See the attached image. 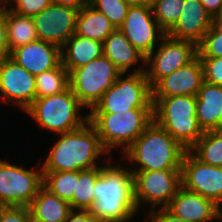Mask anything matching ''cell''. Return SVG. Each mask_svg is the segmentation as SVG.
<instances>
[{"label":"cell","mask_w":222,"mask_h":222,"mask_svg":"<svg viewBox=\"0 0 222 222\" xmlns=\"http://www.w3.org/2000/svg\"><path fill=\"white\" fill-rule=\"evenodd\" d=\"M199 57H222V26L213 23L197 46Z\"/></svg>","instance_id":"1f68e13d"},{"label":"cell","mask_w":222,"mask_h":222,"mask_svg":"<svg viewBox=\"0 0 222 222\" xmlns=\"http://www.w3.org/2000/svg\"><path fill=\"white\" fill-rule=\"evenodd\" d=\"M42 186V168L31 171L0 160V202L7 207H29Z\"/></svg>","instance_id":"30bf717a"},{"label":"cell","mask_w":222,"mask_h":222,"mask_svg":"<svg viewBox=\"0 0 222 222\" xmlns=\"http://www.w3.org/2000/svg\"><path fill=\"white\" fill-rule=\"evenodd\" d=\"M116 28L89 4L78 11L75 34L103 43Z\"/></svg>","instance_id":"cb8c5ba5"},{"label":"cell","mask_w":222,"mask_h":222,"mask_svg":"<svg viewBox=\"0 0 222 222\" xmlns=\"http://www.w3.org/2000/svg\"><path fill=\"white\" fill-rule=\"evenodd\" d=\"M156 213L151 210L150 212V221L149 222H187L173 213H171L167 208H159Z\"/></svg>","instance_id":"8d00e7d4"},{"label":"cell","mask_w":222,"mask_h":222,"mask_svg":"<svg viewBox=\"0 0 222 222\" xmlns=\"http://www.w3.org/2000/svg\"><path fill=\"white\" fill-rule=\"evenodd\" d=\"M133 198L137 210L141 203L166 208L171 199L182 187L181 169H164L155 171H132Z\"/></svg>","instance_id":"9c48e42d"},{"label":"cell","mask_w":222,"mask_h":222,"mask_svg":"<svg viewBox=\"0 0 222 222\" xmlns=\"http://www.w3.org/2000/svg\"><path fill=\"white\" fill-rule=\"evenodd\" d=\"M59 136L41 167L42 172L88 170L98 166L95 160L99 155L104 152L109 155L89 121L81 128Z\"/></svg>","instance_id":"7a4b0ae2"},{"label":"cell","mask_w":222,"mask_h":222,"mask_svg":"<svg viewBox=\"0 0 222 222\" xmlns=\"http://www.w3.org/2000/svg\"><path fill=\"white\" fill-rule=\"evenodd\" d=\"M88 117L108 154L113 147L121 145L124 152L153 121V108H133L117 113H89Z\"/></svg>","instance_id":"5b68a950"},{"label":"cell","mask_w":222,"mask_h":222,"mask_svg":"<svg viewBox=\"0 0 222 222\" xmlns=\"http://www.w3.org/2000/svg\"><path fill=\"white\" fill-rule=\"evenodd\" d=\"M51 3L74 8L79 11L81 8L88 4V0H51Z\"/></svg>","instance_id":"ab89813d"},{"label":"cell","mask_w":222,"mask_h":222,"mask_svg":"<svg viewBox=\"0 0 222 222\" xmlns=\"http://www.w3.org/2000/svg\"><path fill=\"white\" fill-rule=\"evenodd\" d=\"M204 81L222 86V57H200Z\"/></svg>","instance_id":"d6a6232c"},{"label":"cell","mask_w":222,"mask_h":222,"mask_svg":"<svg viewBox=\"0 0 222 222\" xmlns=\"http://www.w3.org/2000/svg\"><path fill=\"white\" fill-rule=\"evenodd\" d=\"M8 2L10 3V0H0V4H3V6H6Z\"/></svg>","instance_id":"ee69618b"},{"label":"cell","mask_w":222,"mask_h":222,"mask_svg":"<svg viewBox=\"0 0 222 222\" xmlns=\"http://www.w3.org/2000/svg\"><path fill=\"white\" fill-rule=\"evenodd\" d=\"M36 77L10 57L0 63V94L3 102L24 111L36 99Z\"/></svg>","instance_id":"5bb4252c"},{"label":"cell","mask_w":222,"mask_h":222,"mask_svg":"<svg viewBox=\"0 0 222 222\" xmlns=\"http://www.w3.org/2000/svg\"><path fill=\"white\" fill-rule=\"evenodd\" d=\"M0 222H33L29 207L8 206L2 212Z\"/></svg>","instance_id":"e575fe53"},{"label":"cell","mask_w":222,"mask_h":222,"mask_svg":"<svg viewBox=\"0 0 222 222\" xmlns=\"http://www.w3.org/2000/svg\"><path fill=\"white\" fill-rule=\"evenodd\" d=\"M11 3L15 4L9 7L13 12L21 16L33 17L47 8L51 0H12Z\"/></svg>","instance_id":"836d02e7"},{"label":"cell","mask_w":222,"mask_h":222,"mask_svg":"<svg viewBox=\"0 0 222 222\" xmlns=\"http://www.w3.org/2000/svg\"><path fill=\"white\" fill-rule=\"evenodd\" d=\"M121 74L102 54L69 73L70 89L83 107L92 110Z\"/></svg>","instance_id":"52a82bcc"},{"label":"cell","mask_w":222,"mask_h":222,"mask_svg":"<svg viewBox=\"0 0 222 222\" xmlns=\"http://www.w3.org/2000/svg\"><path fill=\"white\" fill-rule=\"evenodd\" d=\"M35 77L36 98L59 94L70 87L69 72L62 63L57 68L42 72Z\"/></svg>","instance_id":"83f0119b"},{"label":"cell","mask_w":222,"mask_h":222,"mask_svg":"<svg viewBox=\"0 0 222 222\" xmlns=\"http://www.w3.org/2000/svg\"><path fill=\"white\" fill-rule=\"evenodd\" d=\"M153 120L185 149L203 135L196 117V96L152 97Z\"/></svg>","instance_id":"277c9868"},{"label":"cell","mask_w":222,"mask_h":222,"mask_svg":"<svg viewBox=\"0 0 222 222\" xmlns=\"http://www.w3.org/2000/svg\"><path fill=\"white\" fill-rule=\"evenodd\" d=\"M184 0H153V16L159 27L167 33L178 21Z\"/></svg>","instance_id":"f546056e"},{"label":"cell","mask_w":222,"mask_h":222,"mask_svg":"<svg viewBox=\"0 0 222 222\" xmlns=\"http://www.w3.org/2000/svg\"><path fill=\"white\" fill-rule=\"evenodd\" d=\"M101 169L102 166H97L88 170L78 171L76 190L72 200L69 202L71 209L90 211L95 201L94 187L100 177Z\"/></svg>","instance_id":"484cf974"},{"label":"cell","mask_w":222,"mask_h":222,"mask_svg":"<svg viewBox=\"0 0 222 222\" xmlns=\"http://www.w3.org/2000/svg\"><path fill=\"white\" fill-rule=\"evenodd\" d=\"M200 2L213 19L219 13L222 5V0H200Z\"/></svg>","instance_id":"f35d334b"},{"label":"cell","mask_w":222,"mask_h":222,"mask_svg":"<svg viewBox=\"0 0 222 222\" xmlns=\"http://www.w3.org/2000/svg\"><path fill=\"white\" fill-rule=\"evenodd\" d=\"M6 24L10 52L38 39L32 17L21 16L6 7Z\"/></svg>","instance_id":"d4e9b609"},{"label":"cell","mask_w":222,"mask_h":222,"mask_svg":"<svg viewBox=\"0 0 222 222\" xmlns=\"http://www.w3.org/2000/svg\"><path fill=\"white\" fill-rule=\"evenodd\" d=\"M121 74L89 113H117L133 108H153L152 88L144 69Z\"/></svg>","instance_id":"ba28073f"},{"label":"cell","mask_w":222,"mask_h":222,"mask_svg":"<svg viewBox=\"0 0 222 222\" xmlns=\"http://www.w3.org/2000/svg\"><path fill=\"white\" fill-rule=\"evenodd\" d=\"M213 23L214 19L205 10L200 0H184L178 21L166 35L198 46Z\"/></svg>","instance_id":"e0dca14e"},{"label":"cell","mask_w":222,"mask_h":222,"mask_svg":"<svg viewBox=\"0 0 222 222\" xmlns=\"http://www.w3.org/2000/svg\"><path fill=\"white\" fill-rule=\"evenodd\" d=\"M83 106L70 87L59 94L36 98L25 110L43 129L54 133H67L88 122V115H80Z\"/></svg>","instance_id":"8992f818"},{"label":"cell","mask_w":222,"mask_h":222,"mask_svg":"<svg viewBox=\"0 0 222 222\" xmlns=\"http://www.w3.org/2000/svg\"><path fill=\"white\" fill-rule=\"evenodd\" d=\"M7 206L5 204H3L2 202H0V217H1V214L2 212L5 210Z\"/></svg>","instance_id":"7bdbcfd3"},{"label":"cell","mask_w":222,"mask_h":222,"mask_svg":"<svg viewBox=\"0 0 222 222\" xmlns=\"http://www.w3.org/2000/svg\"><path fill=\"white\" fill-rule=\"evenodd\" d=\"M189 151L205 164L222 167V130L205 131Z\"/></svg>","instance_id":"4316f807"},{"label":"cell","mask_w":222,"mask_h":222,"mask_svg":"<svg viewBox=\"0 0 222 222\" xmlns=\"http://www.w3.org/2000/svg\"><path fill=\"white\" fill-rule=\"evenodd\" d=\"M33 222H64L72 210L68 201L42 186L29 205Z\"/></svg>","instance_id":"603a6c76"},{"label":"cell","mask_w":222,"mask_h":222,"mask_svg":"<svg viewBox=\"0 0 222 222\" xmlns=\"http://www.w3.org/2000/svg\"><path fill=\"white\" fill-rule=\"evenodd\" d=\"M88 4L105 15L115 28H120L130 4L126 0H88Z\"/></svg>","instance_id":"4dcf8cb0"},{"label":"cell","mask_w":222,"mask_h":222,"mask_svg":"<svg viewBox=\"0 0 222 222\" xmlns=\"http://www.w3.org/2000/svg\"><path fill=\"white\" fill-rule=\"evenodd\" d=\"M203 82L202 63L197 55L187 65L160 79L152 87V97L197 96Z\"/></svg>","instance_id":"2e32d148"},{"label":"cell","mask_w":222,"mask_h":222,"mask_svg":"<svg viewBox=\"0 0 222 222\" xmlns=\"http://www.w3.org/2000/svg\"><path fill=\"white\" fill-rule=\"evenodd\" d=\"M77 14L78 10L74 8L51 3L32 17L38 39L61 48L75 34Z\"/></svg>","instance_id":"9a60e30c"},{"label":"cell","mask_w":222,"mask_h":222,"mask_svg":"<svg viewBox=\"0 0 222 222\" xmlns=\"http://www.w3.org/2000/svg\"><path fill=\"white\" fill-rule=\"evenodd\" d=\"M10 58L34 76L61 64V48L37 39L10 52Z\"/></svg>","instance_id":"ac0fdd59"},{"label":"cell","mask_w":222,"mask_h":222,"mask_svg":"<svg viewBox=\"0 0 222 222\" xmlns=\"http://www.w3.org/2000/svg\"><path fill=\"white\" fill-rule=\"evenodd\" d=\"M214 23H222V5L219 13L217 16L214 18Z\"/></svg>","instance_id":"b9f144b4"},{"label":"cell","mask_w":222,"mask_h":222,"mask_svg":"<svg viewBox=\"0 0 222 222\" xmlns=\"http://www.w3.org/2000/svg\"><path fill=\"white\" fill-rule=\"evenodd\" d=\"M78 171L43 172V186L52 194L70 202L76 190Z\"/></svg>","instance_id":"f1b7e54d"},{"label":"cell","mask_w":222,"mask_h":222,"mask_svg":"<svg viewBox=\"0 0 222 222\" xmlns=\"http://www.w3.org/2000/svg\"><path fill=\"white\" fill-rule=\"evenodd\" d=\"M196 117L203 132L222 130V86L202 83L196 96Z\"/></svg>","instance_id":"ffe728a7"},{"label":"cell","mask_w":222,"mask_h":222,"mask_svg":"<svg viewBox=\"0 0 222 222\" xmlns=\"http://www.w3.org/2000/svg\"><path fill=\"white\" fill-rule=\"evenodd\" d=\"M130 5H151L153 0H126Z\"/></svg>","instance_id":"60d3db41"},{"label":"cell","mask_w":222,"mask_h":222,"mask_svg":"<svg viewBox=\"0 0 222 222\" xmlns=\"http://www.w3.org/2000/svg\"><path fill=\"white\" fill-rule=\"evenodd\" d=\"M120 30L145 58L155 50L156 41L166 35L153 16L151 5H130Z\"/></svg>","instance_id":"7c38bea8"},{"label":"cell","mask_w":222,"mask_h":222,"mask_svg":"<svg viewBox=\"0 0 222 222\" xmlns=\"http://www.w3.org/2000/svg\"><path fill=\"white\" fill-rule=\"evenodd\" d=\"M105 55L122 73L126 74L133 65L145 63V57L129 42L120 28H116L103 42Z\"/></svg>","instance_id":"7402d4cb"},{"label":"cell","mask_w":222,"mask_h":222,"mask_svg":"<svg viewBox=\"0 0 222 222\" xmlns=\"http://www.w3.org/2000/svg\"><path fill=\"white\" fill-rule=\"evenodd\" d=\"M10 57L7 42L6 6H0V63Z\"/></svg>","instance_id":"d590c367"},{"label":"cell","mask_w":222,"mask_h":222,"mask_svg":"<svg viewBox=\"0 0 222 222\" xmlns=\"http://www.w3.org/2000/svg\"><path fill=\"white\" fill-rule=\"evenodd\" d=\"M95 201L90 212L97 222H128L138 213L133 198L132 171L104 166L94 187Z\"/></svg>","instance_id":"6da1fadb"},{"label":"cell","mask_w":222,"mask_h":222,"mask_svg":"<svg viewBox=\"0 0 222 222\" xmlns=\"http://www.w3.org/2000/svg\"><path fill=\"white\" fill-rule=\"evenodd\" d=\"M186 152L187 149L153 120L124 155L132 163L140 164L139 169L131 171H155L181 169Z\"/></svg>","instance_id":"3957f363"},{"label":"cell","mask_w":222,"mask_h":222,"mask_svg":"<svg viewBox=\"0 0 222 222\" xmlns=\"http://www.w3.org/2000/svg\"><path fill=\"white\" fill-rule=\"evenodd\" d=\"M166 208L187 222H209L218 218L222 219L221 207L208 198L186 190L183 186Z\"/></svg>","instance_id":"d6986e66"},{"label":"cell","mask_w":222,"mask_h":222,"mask_svg":"<svg viewBox=\"0 0 222 222\" xmlns=\"http://www.w3.org/2000/svg\"><path fill=\"white\" fill-rule=\"evenodd\" d=\"M159 48L145 58V75L152 88L160 79L187 65L198 54L197 46L189 41L177 40L165 35ZM150 69V70H149Z\"/></svg>","instance_id":"8fae6325"},{"label":"cell","mask_w":222,"mask_h":222,"mask_svg":"<svg viewBox=\"0 0 222 222\" xmlns=\"http://www.w3.org/2000/svg\"><path fill=\"white\" fill-rule=\"evenodd\" d=\"M64 222H97L88 210H71Z\"/></svg>","instance_id":"74e56055"},{"label":"cell","mask_w":222,"mask_h":222,"mask_svg":"<svg viewBox=\"0 0 222 222\" xmlns=\"http://www.w3.org/2000/svg\"><path fill=\"white\" fill-rule=\"evenodd\" d=\"M182 186L212 200L222 203V167L211 166L198 160L189 150L182 160Z\"/></svg>","instance_id":"4fadbf2b"},{"label":"cell","mask_w":222,"mask_h":222,"mask_svg":"<svg viewBox=\"0 0 222 222\" xmlns=\"http://www.w3.org/2000/svg\"><path fill=\"white\" fill-rule=\"evenodd\" d=\"M103 43L73 34L61 47V63L70 73L103 54Z\"/></svg>","instance_id":"44dd1931"}]
</instances>
